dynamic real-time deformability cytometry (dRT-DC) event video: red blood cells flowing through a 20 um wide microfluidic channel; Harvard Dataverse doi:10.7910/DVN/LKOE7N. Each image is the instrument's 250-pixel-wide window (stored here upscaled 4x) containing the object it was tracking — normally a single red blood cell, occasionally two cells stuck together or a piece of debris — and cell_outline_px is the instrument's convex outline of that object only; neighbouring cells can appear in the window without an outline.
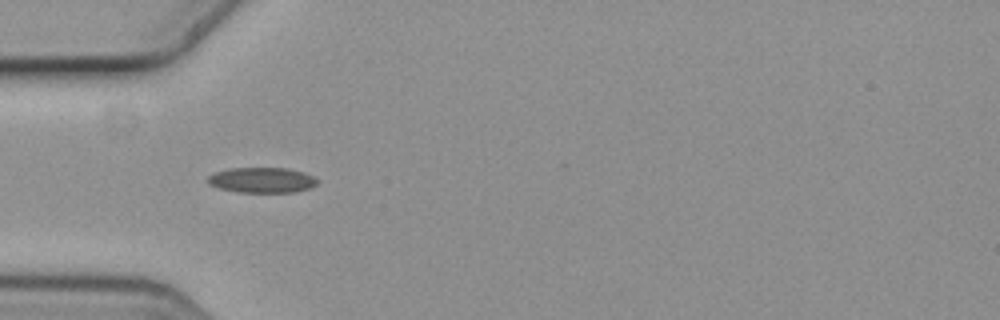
{"species": "common noctule bat (a hibernating species)", "species_latin": "Nyctalus noctula", "temperature_condition": "cold", "stored_images_in_passage": 3, "camera_frame_rate_fps": 3000, "um_per_image_px": 0.085, "animal": {"sex": "female", "body_mass_g": 19.3, "forearm_length_mm": 54.1}, "frame": {"image": 1, "passage_image": 1, "time_ms": 0.0, "image_size_px": [1000, 320], "cell_outline_px": [[320, 180], [316, 184], [308, 188], [296, 192], [240, 192], [220, 188], [208, 184], [208, 176], [212, 172], [228, 168], [288, 168], [304, 172]], "centroid_in_image_um": [22.25, 15.29], "position_along_channel_um": 62.7, "area_um2": 16.24}}
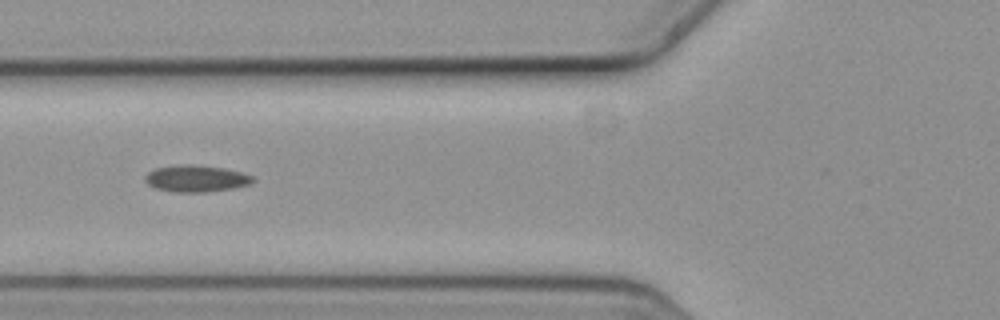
{"frame": {"image": 2, "passage_image": 2, "time_ms": 0.333, "image_size_px": [1000, 320], "cell_outline_px": [[256, 180], [252, 184], [232, 188], [204, 192], [176, 192], [156, 188], [148, 184], [144, 180], [144, 176], [148, 172], [156, 168], [180, 164], [192, 164], [224, 168], [240, 172], [252, 176]], "centroid_in_image_um": [16.67, 15.17], "position_along_channel_um": 109.1, "area_um2": 16.76}}